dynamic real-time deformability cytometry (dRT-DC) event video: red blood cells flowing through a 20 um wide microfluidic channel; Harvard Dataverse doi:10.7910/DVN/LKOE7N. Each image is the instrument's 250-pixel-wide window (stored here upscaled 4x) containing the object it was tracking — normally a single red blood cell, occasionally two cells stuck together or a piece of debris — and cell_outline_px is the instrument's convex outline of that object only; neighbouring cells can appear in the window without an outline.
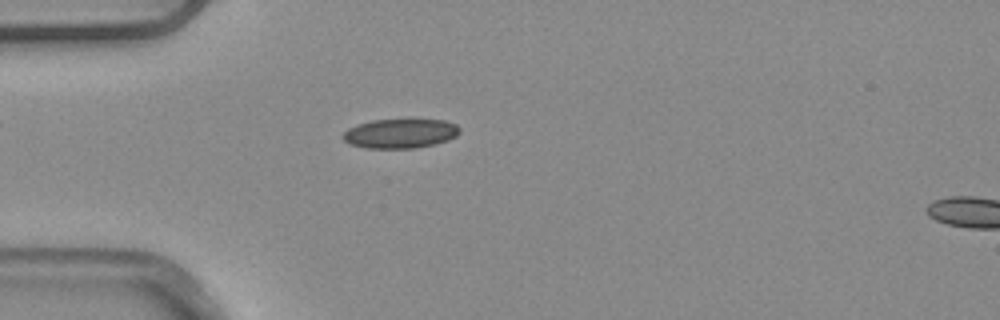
{"species": "common noctule bat (a hibernating species)", "species_latin": "Nyctalus noctula", "temperature_condition": "warm", "stored_images_in_passage": 6, "camera_frame_rate_fps": 3000, "um_per_image_px": 0.085, "animal": {"sex": "male", "body_mass_g": 20.4}, "frame": {"image": 1, "passage_image": 5, "time_ms": 1.333, "image_size_px": [1000, 320], "cell_outline_px": [[460, 132], [456, 136], [448, 140], [416, 148], [364, 148], [348, 144], [340, 136], [348, 128], [356, 124], [372, 120], [444, 120], [456, 124], [460, 128]], "centroid_in_image_um": [33.98, 11.35], "position_along_channel_um": 51.0, "area_um2": 20.06}}